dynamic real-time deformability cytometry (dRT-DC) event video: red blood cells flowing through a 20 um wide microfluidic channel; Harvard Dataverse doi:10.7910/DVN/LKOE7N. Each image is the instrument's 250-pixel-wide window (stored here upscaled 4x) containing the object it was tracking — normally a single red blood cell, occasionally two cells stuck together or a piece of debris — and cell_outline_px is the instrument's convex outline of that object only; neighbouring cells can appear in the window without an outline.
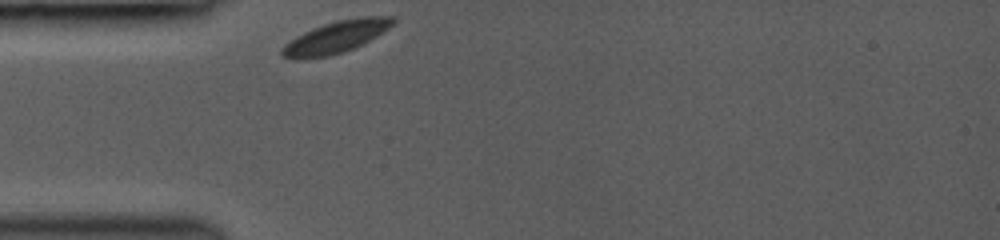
{"species": "common noctule bat (a hibernating species)", "species_latin": "Nyctalus noctula", "temperature_condition": "room temperature", "stored_images_in_passage": 1, "camera_frame_rate_fps": 3000, "um_per_image_px": 0.085, "animal": {"sex": "female", "body_mass_g": 19.0, "forearm_length_mm": 53.3}, "frame": {"image": 1, "passage_image": 1, "time_ms": 0.0, "image_size_px": [1000, 240], "cell_outline_px": [[396, 20], [388, 28], [376, 36], [344, 52], [328, 56], [304, 60], [280, 56], [280, 48], [284, 44], [296, 36], [312, 28], [336, 20], [364, 16], [396, 16]], "centroid_in_image_um": [28.51, 3.15], "position_along_channel_um": 56.5, "area_um2": 20.69}}